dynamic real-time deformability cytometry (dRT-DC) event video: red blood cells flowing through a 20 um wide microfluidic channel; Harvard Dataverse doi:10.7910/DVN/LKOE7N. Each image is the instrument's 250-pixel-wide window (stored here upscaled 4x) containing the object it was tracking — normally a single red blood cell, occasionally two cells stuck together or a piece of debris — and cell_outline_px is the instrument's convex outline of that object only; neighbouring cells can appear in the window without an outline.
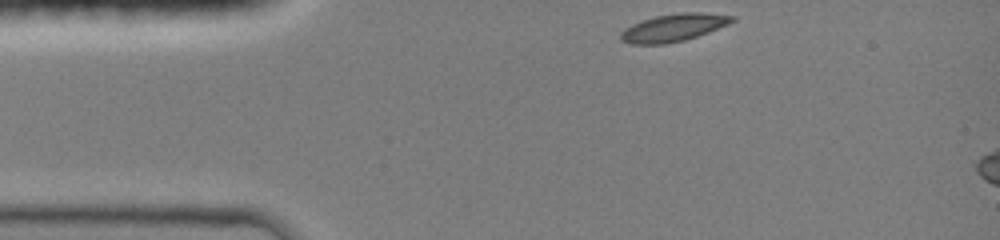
{"species": "common noctule bat (a hibernating species)", "species_latin": "Nyctalus noctula", "temperature_condition": "room temperature", "stored_images_in_passage": 5, "camera_frame_rate_fps": 3000, "um_per_image_px": 0.085, "animal": {"sex": "female", "body_mass_g": 19.0, "forearm_length_mm": 51.5}, "frame": {"image": 1, "passage_image": 1, "time_ms": 0.0, "image_size_px": [1000, 240], "cell_outline_px": [[736, 20], [728, 24], [708, 32], [684, 40], [664, 44], [628, 44], [620, 40], [620, 32], [624, 28], [640, 20], [656, 16], [680, 12], [700, 12], [736, 16]], "centroid_in_image_um": [57.21, 2.34], "position_along_channel_um": 27.8, "area_um2": 17.98}}